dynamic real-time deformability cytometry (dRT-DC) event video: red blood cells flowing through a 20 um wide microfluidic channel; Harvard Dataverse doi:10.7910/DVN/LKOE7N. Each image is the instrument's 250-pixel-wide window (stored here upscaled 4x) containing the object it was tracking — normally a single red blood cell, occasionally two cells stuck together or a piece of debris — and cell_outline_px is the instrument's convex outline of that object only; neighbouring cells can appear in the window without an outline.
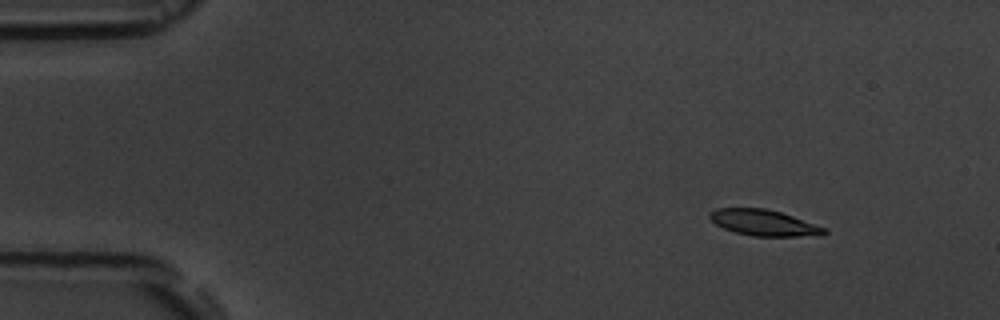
{"species": "common noctule bat (a hibernating species)", "species_latin": "Nyctalus noctula", "temperature_condition": "room temperature", "stored_images_in_passage": 5, "camera_frame_rate_fps": 3000, "um_per_image_px": 0.085, "animal": {"sex": "male", "body_mass_g": 19.5, "forearm_length_mm": 54.6}, "frame": {"image": 1, "passage_image": 2, "time_ms": 1.333, "image_size_px": [1000, 320], "cell_outline_px": [[828, 232], [824, 236], [752, 236], [736, 232], [724, 228], [716, 224], [708, 216], [708, 212], [716, 208], [764, 208], [780, 212], [828, 228]], "centroid_in_image_um": [64.97, 18.94], "position_along_channel_um": 20.0, "area_um2": 17.46}}
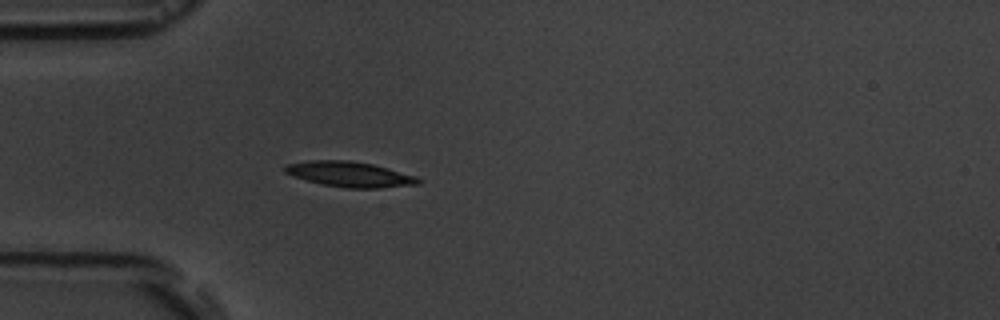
{"frame": {"image": 2, "passage_image": 5, "time_ms": 4.667, "image_size_px": [1000, 320], "cell_outline_px": [[420, 184], [376, 188], [344, 188], [320, 184], [284, 172], [284, 164], [308, 160], [348, 160], [372, 164], [388, 168], [416, 176], [420, 180]], "centroid_in_image_um": [29.71, 14.81], "position_along_channel_um": 55.3, "area_um2": 19.59}}